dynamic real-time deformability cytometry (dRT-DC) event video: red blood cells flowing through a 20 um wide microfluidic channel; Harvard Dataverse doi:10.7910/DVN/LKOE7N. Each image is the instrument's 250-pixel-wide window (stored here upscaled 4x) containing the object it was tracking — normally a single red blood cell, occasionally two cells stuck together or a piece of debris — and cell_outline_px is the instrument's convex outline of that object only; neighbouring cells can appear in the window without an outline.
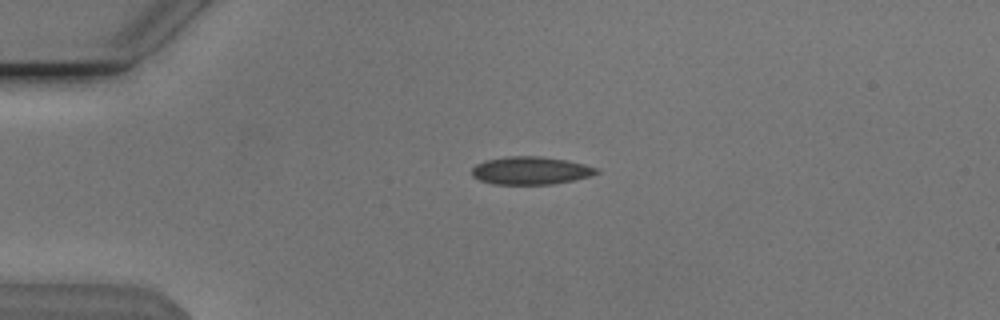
{"species": "Egyptian fruit bat (a non-hibernating species)", "species_latin": "Rousettus aegyptiacus", "temperature_condition": "cold", "stored_images_in_passage": 42, "camera_frame_rate_fps": 3000, "um_per_image_px": 0.085, "animal": {"sex": "male"}, "frame": {"image": 1, "passage_image": 2, "time_ms": 0.333, "image_size_px": [1000, 320], "cell_outline_px": [[600, 172], [588, 176], [572, 180], [552, 184], [492, 184], [480, 180], [472, 176], [472, 168], [476, 164], [484, 160], [504, 156], [544, 156], [568, 160], [584, 164], [596, 168]], "centroid_in_image_um": [45.06, 14.48], "position_along_channel_um": 39.9, "area_um2": 20.29}}
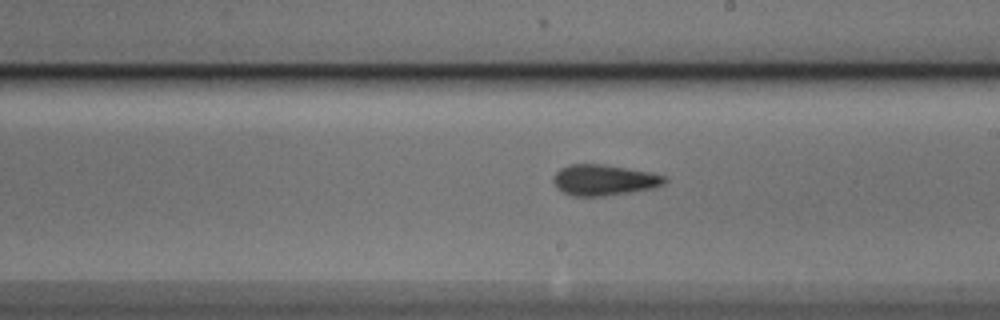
{"frame": {"image": 2, "passage_image": 20, "time_ms": 6.333, "image_size_px": [1000, 320], "cell_outline_px": [[668, 180], [664, 184], [652, 188], [628, 192], [600, 196], [572, 196], [564, 192], [552, 180], [556, 172], [560, 168], [568, 164], [604, 164], [648, 172], [664, 176]], "centroid_in_image_um": [51.32, 15.29], "position_along_channel_um": 237.7, "area_um2": 19.65}}
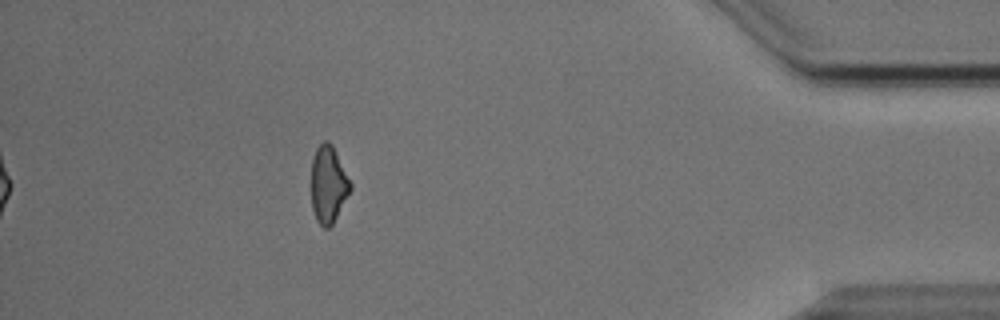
{"frame": {"image": 3, "passage_image": 37, "time_ms": 12.0, "image_size_px": [1000, 320], "cell_outline_px": [[352, 188], [332, 224], [328, 228], [324, 228], [316, 220], [312, 208], [312, 160], [316, 148], [324, 140], [328, 140], [332, 144], [352, 184]], "centroid_in_image_um": [27.91, 15.66], "position_along_channel_um": 407.3, "area_um2": 17.4}, "authors_computed_cell_mechanics": {"area_um2": 19.1318, "velocity_mm_per_s": 3.8503, "shape_relaxation_time_tau1_ms": 4.4233, "shape_relaxation_time_tau2_ms": 2.7641, "deformation_change_tau1": 0.127, "deformation_change_tau2": 0.1002}}